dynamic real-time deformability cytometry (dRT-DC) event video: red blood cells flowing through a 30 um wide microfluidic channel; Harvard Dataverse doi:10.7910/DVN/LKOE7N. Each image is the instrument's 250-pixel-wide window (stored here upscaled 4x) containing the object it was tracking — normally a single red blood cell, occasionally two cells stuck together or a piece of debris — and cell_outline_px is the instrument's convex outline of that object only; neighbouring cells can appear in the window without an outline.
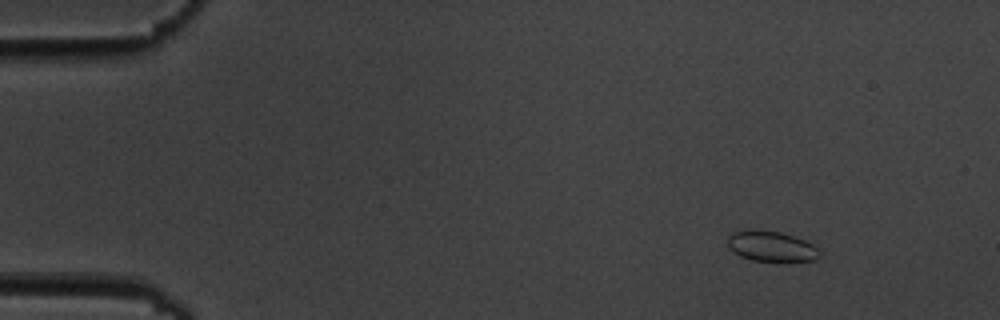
{"species": "common noctule bat (a hibernating species)", "species_latin": "Nyctalus noctula", "temperature_condition": "cold", "stored_images_in_passage": 14, "camera_frame_rate_fps": 3000, "um_per_image_px": 0.085, "animal": {"sex": "male", "body_mass_g": 19.5, "forearm_length_mm": 54.6}, "frame": {"image": 1, "passage_image": 1, "time_ms": 0.0, "image_size_px": [1000, 320], "cell_outline_px": [[820, 256], [816, 260], [752, 260], [740, 256], [728, 248], [728, 236], [732, 232], [752, 228], [780, 232], [804, 240], [812, 244], [820, 252]], "centroid_in_image_um": [65.51, 20.9], "position_along_channel_um": 19.5, "area_um2": 16.13}}
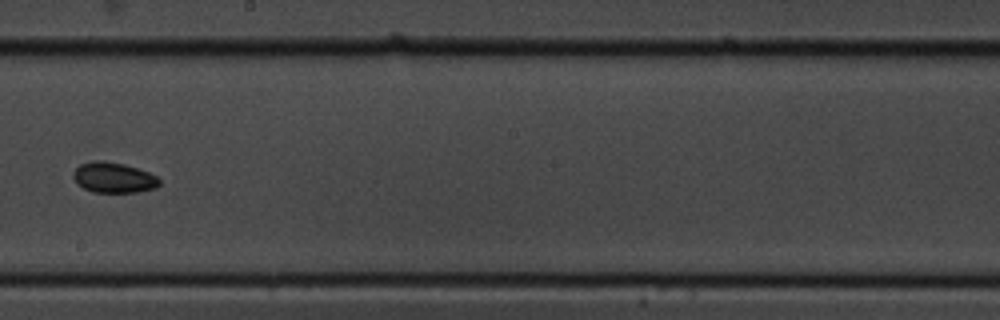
{"frame": {"image": 2, "passage_image": 8, "time_ms": 9.0, "image_size_px": [1000, 320], "cell_outline_px": [[160, 184], [156, 188], [140, 192], [92, 192], [76, 184], [72, 176], [72, 172], [80, 164], [92, 160], [104, 160], [124, 164], [148, 172], [156, 176], [160, 180]], "centroid_in_image_um": [9.63, 15.09], "position_along_channel_um": 238.6, "area_um2": 15.49}}
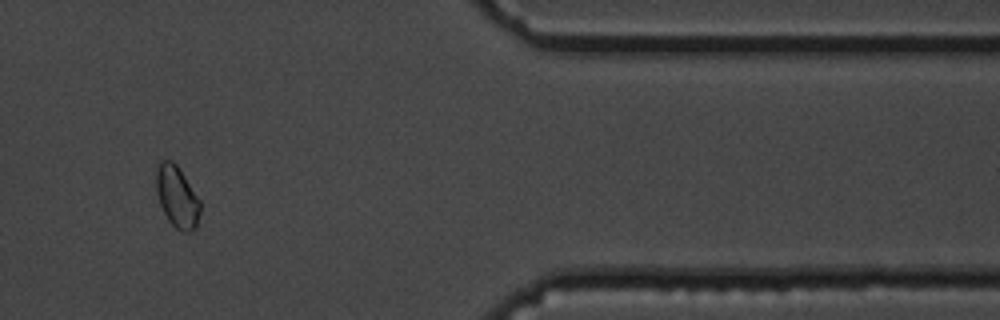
{"frame": {"image": 3, "passage_image": 12, "time_ms": 14.333, "image_size_px": [1000, 320], "cell_outline_px": [[200, 212], [196, 228], [192, 232], [180, 232], [168, 220], [160, 204], [156, 192], [156, 168], [160, 160], [172, 160], [176, 164], [200, 200]], "centroid_in_image_um": [15.04, 16.74], "position_along_channel_um": 396.4, "area_um2": 15.84}, "authors_computed_cell_mechanics": {"area_um2": 15.2303, "velocity_mm_per_s": 3.4817, "shape_relaxation_time_tau1_ms": 9.5854, "shape_relaxation_time_tau2_ms": 2.6862, "deformation_change_tau1": 0.0625, "deformation_change_tau2": 0.0541}}